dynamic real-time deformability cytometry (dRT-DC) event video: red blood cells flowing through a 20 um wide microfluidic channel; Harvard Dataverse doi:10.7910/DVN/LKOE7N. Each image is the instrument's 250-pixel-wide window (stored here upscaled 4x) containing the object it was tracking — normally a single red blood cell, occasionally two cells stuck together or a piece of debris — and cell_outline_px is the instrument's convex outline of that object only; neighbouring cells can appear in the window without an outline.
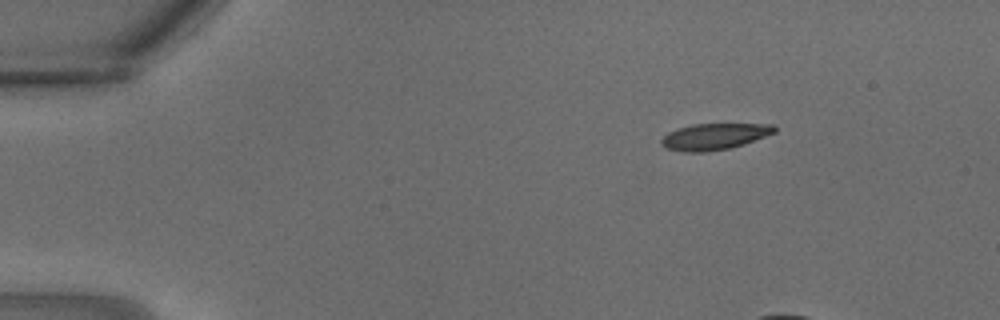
{"species": "common noctule bat (a hibernating species)", "species_latin": "Nyctalus noctula", "temperature_condition": "warm", "stored_images_in_passage": 6, "camera_frame_rate_fps": 3000, "um_per_image_px": 0.085, "animal": {"sex": "male", "body_mass_g": 18.8}, "frame": {"image": 1, "passage_image": 1, "time_ms": 0.0, "image_size_px": [1000, 320], "cell_outline_px": [[776, 132], [744, 144], [728, 148], [704, 152], [684, 152], [668, 148], [660, 144], [660, 140], [668, 132], [692, 124], [772, 124], [776, 128]], "centroid_in_image_um": [60.71, 11.6], "position_along_channel_um": 24.3, "area_um2": 17.17}}